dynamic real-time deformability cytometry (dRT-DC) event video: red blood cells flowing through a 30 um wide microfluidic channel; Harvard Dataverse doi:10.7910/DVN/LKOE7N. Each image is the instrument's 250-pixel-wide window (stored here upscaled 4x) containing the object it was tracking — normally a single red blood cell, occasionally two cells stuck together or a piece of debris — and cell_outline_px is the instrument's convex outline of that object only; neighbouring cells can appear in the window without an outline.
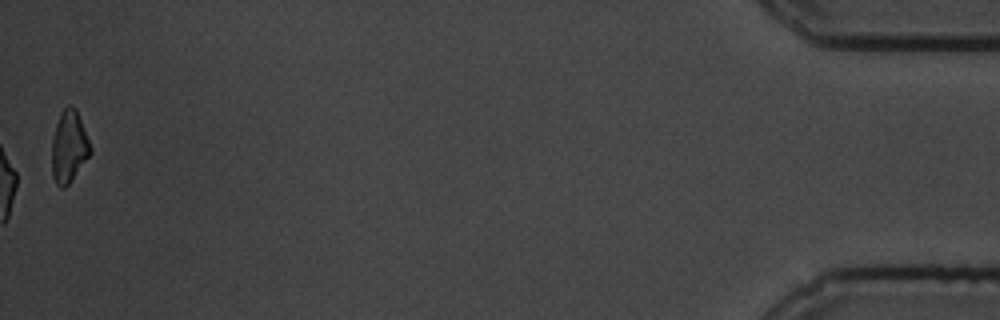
{"species": "common noctule bat (a hibernating species)", "species_latin": "Nyctalus noctula", "temperature_condition": "cold", "stored_images_in_passage": 52, "camera_frame_rate_fps": 3000, "um_per_image_px": 0.085, "animal": {"sex": "male", "body_mass_g": 19.5, "forearm_length_mm": 54.6}, "frame": {"image": 1, "passage_image": 52, "time_ms": 17.0, "image_size_px": [1000, 320], "cell_outline_px": [[92, 152], [72, 180], [64, 188], [60, 188], [56, 184], [52, 176], [52, 140], [56, 124], [60, 112], [68, 104], [76, 108], [92, 148]], "centroid_in_image_um": [5.86, 12.47], "position_along_channel_um": 429.3, "area_um2": 16.24}, "authors_computed_cell_mechanics": {"area_um2": 19.1318, "velocity_mm_per_s": 3.5036, "shape_relaxation_time_tau1_ms": 4.2658, "shape_relaxation_time_tau2_ms": 2.0164, "deformation_change_tau1": 0.1494, "deformation_change_tau2": 0.0796}}